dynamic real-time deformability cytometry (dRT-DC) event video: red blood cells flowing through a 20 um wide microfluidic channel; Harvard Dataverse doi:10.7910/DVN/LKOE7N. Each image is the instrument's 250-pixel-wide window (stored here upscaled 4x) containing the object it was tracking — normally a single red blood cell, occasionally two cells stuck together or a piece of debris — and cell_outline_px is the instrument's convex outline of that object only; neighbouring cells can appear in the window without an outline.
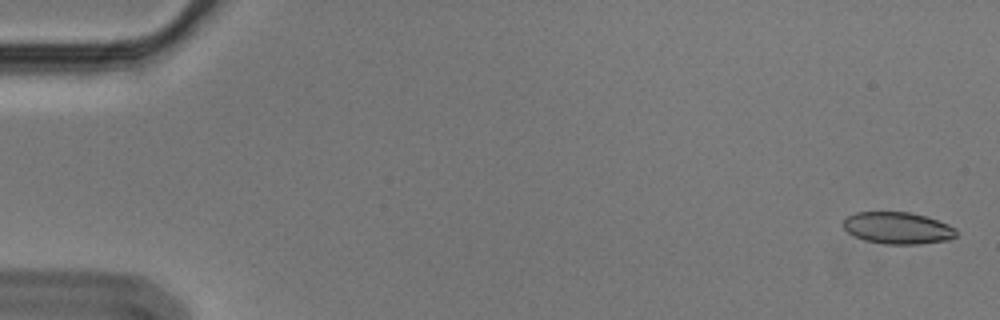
{"species": "Egyptian fruit bat (a non-hibernating species)", "species_latin": "Rousettus aegyptiacus", "temperature_condition": "cold", "stored_images_in_passage": 56, "segment_of_instrument_passage": [1, 2], "camera_frame_rate_fps": 3000, "um_per_image_px": 0.085, "animal": {"sex": "male"}, "frame": {"image": 1, "passage_image": 1, "time_ms": 0.0, "image_size_px": [1000, 320], "cell_outline_px": [[956, 236], [948, 240], [920, 244], [884, 244], [864, 240], [848, 232], [840, 224], [848, 216], [856, 212], [908, 212], [924, 216], [948, 224], [956, 228]], "centroid_in_image_um": [76.29, 19.39], "position_along_channel_um": 8.7, "area_um2": 20.92}}
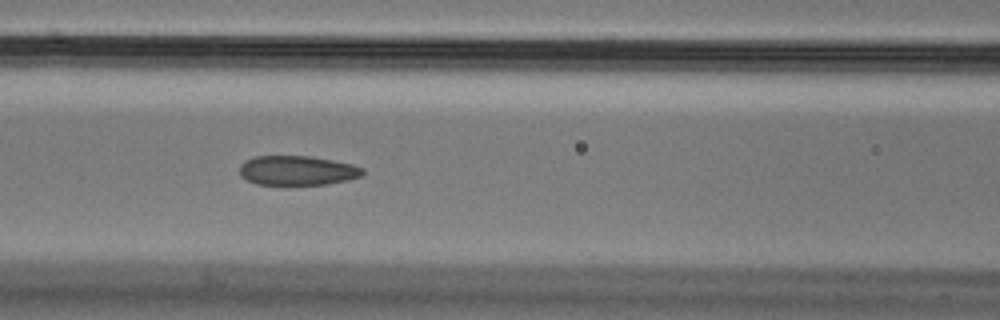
{"frame": {"image": 2, "passage_image": 24, "time_ms": 7.667, "image_size_px": [1000, 320], "cell_outline_px": [[364, 172], [360, 176], [348, 180], [328, 184], [256, 184], [240, 176], [240, 164], [244, 160], [256, 156], [312, 156], [352, 164], [364, 168]], "centroid_in_image_um": [25.26, 14.48], "position_along_channel_um": 141.3, "area_um2": 21.15}}
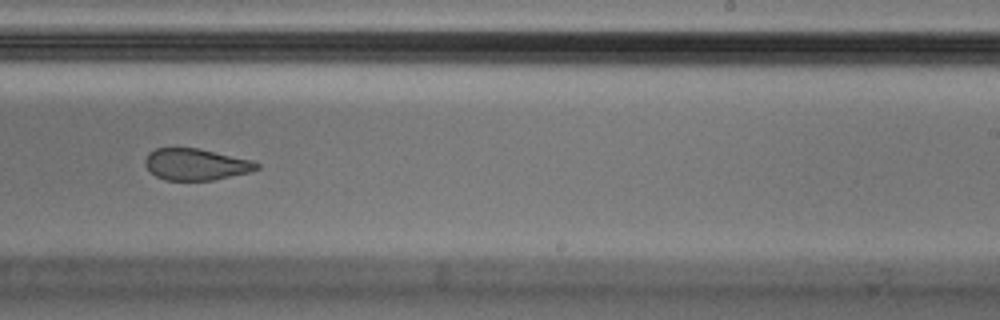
{"frame": {"image": 3, "passage_image": 35, "time_ms": 11.333, "image_size_px": [1000, 320], "cell_outline_px": [[260, 168], [248, 172], [212, 180], [164, 180], [156, 176], [144, 164], [144, 160], [148, 152], [156, 148], [196, 148], [252, 160], [260, 164]], "centroid_in_image_um": [16.62, 13.97], "position_along_channel_um": 272.4, "area_um2": 20.35}}